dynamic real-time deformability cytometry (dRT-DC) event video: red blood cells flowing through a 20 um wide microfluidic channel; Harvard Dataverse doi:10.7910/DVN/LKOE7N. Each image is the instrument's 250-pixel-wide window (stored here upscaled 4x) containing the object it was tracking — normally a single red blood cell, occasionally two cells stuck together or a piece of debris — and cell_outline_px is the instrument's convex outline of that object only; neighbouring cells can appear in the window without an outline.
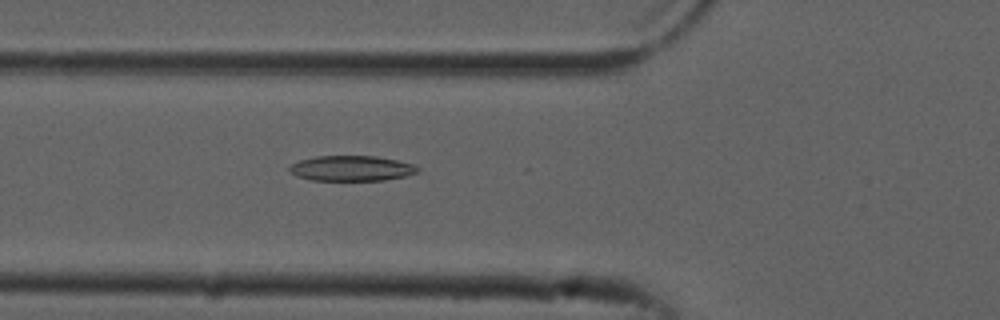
{"species": "common noctule bat (a hibernating species)", "species_latin": "Nyctalus noctula", "temperature_condition": "cold", "stored_images_in_passage": 4, "camera_frame_rate_fps": 3000, "um_per_image_px": 0.085, "animal": {"sex": "male", "forearm_length_mm": 52.5}, "frame": {"image": 1, "passage_image": 4, "time_ms": 1.0, "image_size_px": [1000, 320], "cell_outline_px": [[420, 172], [404, 176], [384, 180], [312, 180], [296, 176], [288, 172], [288, 168], [292, 164], [300, 160], [316, 156], [376, 156], [396, 160], [412, 164], [420, 168]], "centroid_in_image_um": [29.86, 14.31], "position_along_channel_um": 95.9, "area_um2": 18.9}}